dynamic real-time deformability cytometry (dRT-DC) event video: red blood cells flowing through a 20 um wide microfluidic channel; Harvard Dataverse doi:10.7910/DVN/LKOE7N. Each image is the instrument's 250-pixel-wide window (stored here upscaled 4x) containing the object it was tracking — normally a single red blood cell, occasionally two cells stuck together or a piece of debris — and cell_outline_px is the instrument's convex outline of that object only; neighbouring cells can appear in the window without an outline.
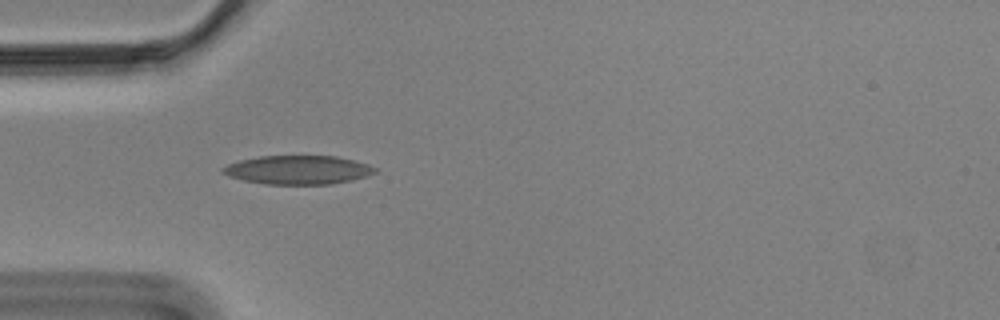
{"species": "Egyptian fruit bat (a non-hibernating species)", "species_latin": "Rousettus aegyptiacus", "temperature_condition": "cold", "stored_images_in_passage": 35, "camera_frame_rate_fps": 3000, "um_per_image_px": 0.085, "animal": {"sex": "male"}, "frame": {"image": 1, "passage_image": 1, "time_ms": 0.0, "image_size_px": [1000, 320], "cell_outline_px": [[376, 172], [368, 176], [352, 180], [332, 184], [264, 184], [244, 180], [232, 176], [224, 172], [220, 168], [228, 164], [240, 160], [260, 156], [336, 156], [356, 160], [368, 164], [376, 168]], "centroid_in_image_um": [25.38, 14.43], "position_along_channel_um": 59.6, "area_um2": 25.43}}
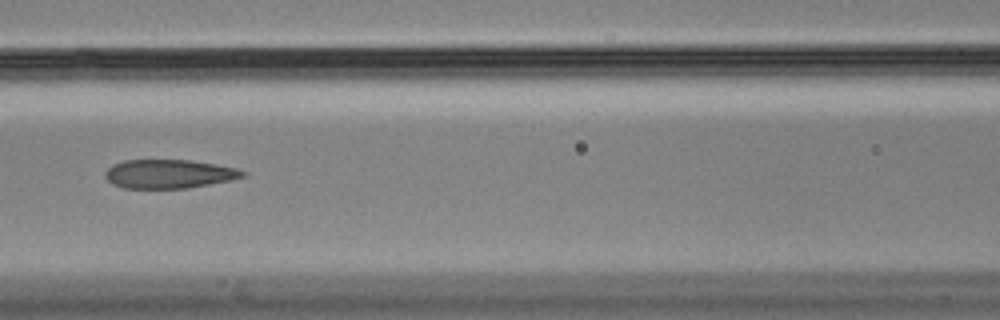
{"frame": {"image": 2, "passage_image": 9, "time_ms": 2.667, "image_size_px": [1000, 320], "cell_outline_px": [[248, 172], [244, 176], [228, 180], [188, 188], [124, 188], [112, 184], [104, 176], [104, 172], [112, 164], [124, 160], [192, 160], [216, 164], [236, 168]], "centroid_in_image_um": [14.33, 14.77], "position_along_channel_um": 152.3, "area_um2": 23.06}}
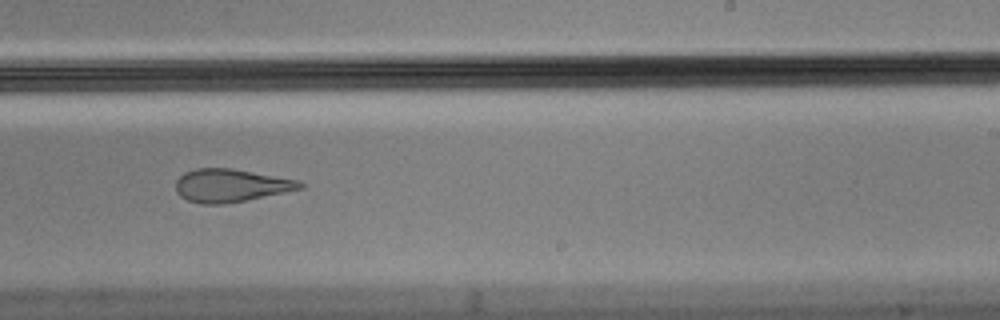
{"frame": {"image": 3, "passage_image": 19, "time_ms": 6.0, "image_size_px": [1000, 320], "cell_outline_px": [[304, 188], [224, 204], [200, 204], [188, 200], [180, 196], [176, 192], [176, 180], [184, 172], [196, 168], [232, 168], [300, 180], [304, 184]], "centroid_in_image_um": [19.6, 15.75], "position_along_channel_um": 269.4, "area_um2": 23.87}, "authors_computed_cell_mechanics": {"area_um2": 25.0274, "velocity_mm_per_s": 3.5226, "shape_relaxation_time_tau1_ms": null, "shape_relaxation_time_tau2_ms": 1.9314, "deformation_change_tau1": null, "deformation_change_tau2": 0.1025}}